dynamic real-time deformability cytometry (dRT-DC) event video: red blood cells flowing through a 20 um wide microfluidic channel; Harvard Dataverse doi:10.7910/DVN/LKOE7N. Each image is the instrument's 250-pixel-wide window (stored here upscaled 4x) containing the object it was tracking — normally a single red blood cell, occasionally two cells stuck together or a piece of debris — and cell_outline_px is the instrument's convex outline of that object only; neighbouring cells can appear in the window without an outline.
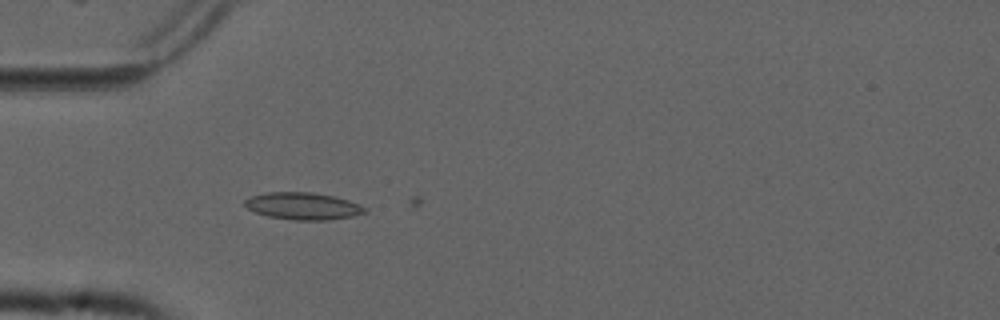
{"species": "common noctule bat (a hibernating species)", "species_latin": "Nyctalus noctula", "temperature_condition": "cold", "stored_images_in_passage": 2, "camera_frame_rate_fps": 3000, "um_per_image_px": 0.085, "animal": {"sex": "male", "forearm_length_mm": 52.5}, "frame": {"image": 1, "passage_image": 1, "time_ms": 0.0, "image_size_px": [1000, 320], "cell_outline_px": [[368, 212], [352, 216], [328, 220], [292, 220], [268, 216], [256, 212], [248, 208], [244, 204], [244, 200], [252, 196], [268, 192], [312, 192], [336, 196], [348, 200], [368, 208]], "centroid_in_image_um": [25.79, 17.51], "position_along_channel_um": 59.2, "area_um2": 19.02}}